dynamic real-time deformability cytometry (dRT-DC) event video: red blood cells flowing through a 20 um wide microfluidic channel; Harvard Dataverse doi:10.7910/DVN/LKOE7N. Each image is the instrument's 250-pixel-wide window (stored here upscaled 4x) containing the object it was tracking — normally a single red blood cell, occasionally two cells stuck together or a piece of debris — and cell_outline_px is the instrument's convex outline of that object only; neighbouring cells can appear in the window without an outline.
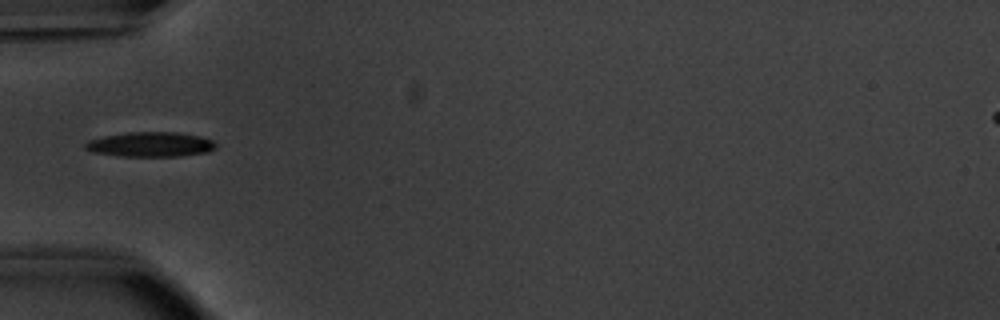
{"species": "common noctule bat (a hibernating species)", "species_latin": "Nyctalus noctula", "temperature_condition": "warm", "stored_images_in_passage": 36, "camera_frame_rate_fps": 3000, "um_per_image_px": 0.085, "animal": {"sex": "male", "body_mass_g": 20.1, "forearm_length_mm": 53.5}, "frame": {"image": 1, "passage_image": 1, "time_ms": 0.0, "image_size_px": [1000, 320], "cell_outline_px": [[216, 148], [208, 152], [180, 156], [120, 156], [92, 152], [84, 148], [84, 144], [88, 140], [104, 136], [128, 132], [176, 132], [200, 136], [212, 140], [216, 144]], "centroid_in_image_um": [12.78, 12.27], "position_along_channel_um": 72.2, "area_um2": 18.9}}
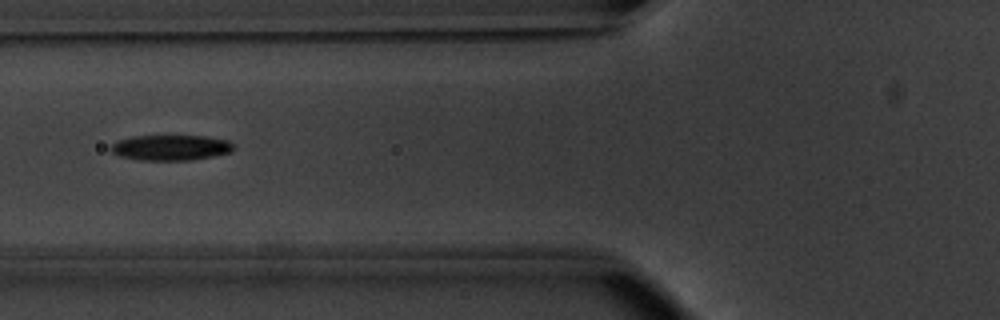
{"frame": {"image": 2, "passage_image": 4, "time_ms": 1.0, "image_size_px": [1000, 320], "cell_outline_px": [[236, 148], [232, 152], [192, 160], [140, 160], [120, 156], [112, 152], [108, 148], [116, 140], [132, 136], [208, 136], [228, 140], [236, 144]], "centroid_in_image_um": [14.54, 12.54], "position_along_channel_um": 111.3, "area_um2": 18.5}}
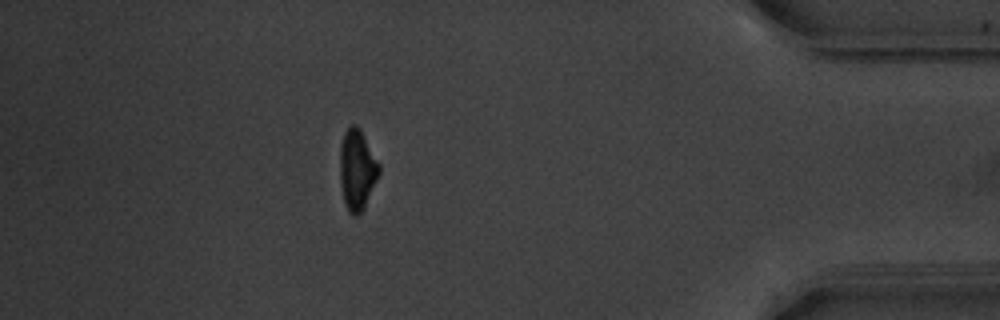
{"frame": {"image": 3, "passage_image": 30, "time_ms": 9.667, "image_size_px": [1000, 320], "cell_outline_px": [[380, 172], [364, 208], [356, 216], [352, 216], [348, 212], [344, 204], [340, 184], [340, 144], [344, 132], [348, 124], [356, 124], [360, 128], [380, 164]], "centroid_in_image_um": [30.34, 14.4], "position_along_channel_um": 404.9, "area_um2": 18.67}, "authors_computed_cell_mechanics": {"area_um2": 18.5827, "velocity_mm_per_s": 3.8576, "shape_relaxation_time_tau1_ms": 1.9696, "shape_relaxation_time_tau2_ms": null, "deformation_change_tau1": 0.1377, "deformation_change_tau2": null}}